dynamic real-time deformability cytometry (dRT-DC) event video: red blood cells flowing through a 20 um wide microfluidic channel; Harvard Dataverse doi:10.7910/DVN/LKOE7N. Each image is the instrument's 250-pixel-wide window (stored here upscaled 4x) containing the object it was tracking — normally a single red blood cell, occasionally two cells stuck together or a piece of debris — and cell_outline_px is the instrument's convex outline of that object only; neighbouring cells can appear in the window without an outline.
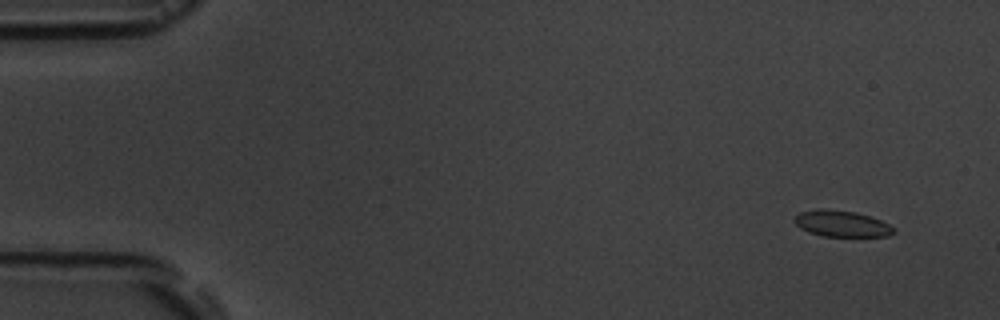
{"species": "common noctule bat (a hibernating species)", "species_latin": "Nyctalus noctula", "temperature_condition": "room temperature", "stored_images_in_passage": 5, "camera_frame_rate_fps": 3000, "um_per_image_px": 0.085, "animal": {"sex": "male", "body_mass_g": 19.5, "forearm_length_mm": 54.6}, "frame": {"image": 1, "passage_image": 1, "time_ms": 0.0, "image_size_px": [1000, 320], "cell_outline_px": [[896, 232], [888, 236], [824, 236], [808, 232], [800, 228], [792, 220], [800, 212], [820, 208], [856, 212], [880, 220], [896, 228]], "centroid_in_image_um": [71.54, 19.01], "position_along_channel_um": 13.5, "area_um2": 15.14}}
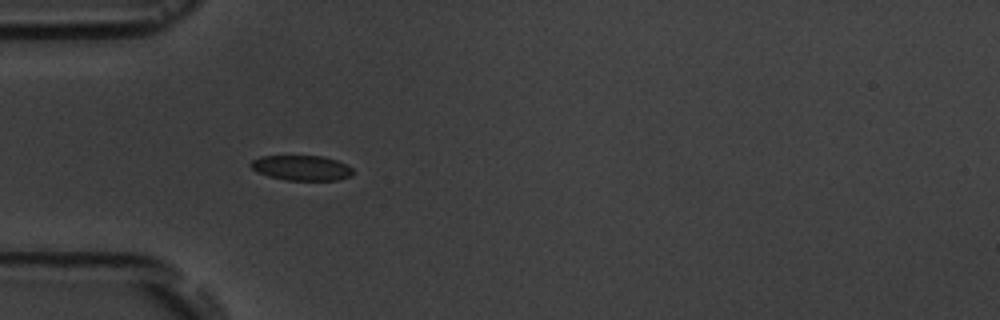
{"frame": {"image": 2, "passage_image": 5, "time_ms": 4.333, "image_size_px": [1000, 320], "cell_outline_px": [[352, 176], [336, 180], [288, 180], [268, 176], [256, 172], [248, 164], [252, 160], [260, 156], [324, 156], [336, 160], [352, 168]], "centroid_in_image_um": [25.6, 14.27], "position_along_channel_um": 59.4, "area_um2": 14.91}}